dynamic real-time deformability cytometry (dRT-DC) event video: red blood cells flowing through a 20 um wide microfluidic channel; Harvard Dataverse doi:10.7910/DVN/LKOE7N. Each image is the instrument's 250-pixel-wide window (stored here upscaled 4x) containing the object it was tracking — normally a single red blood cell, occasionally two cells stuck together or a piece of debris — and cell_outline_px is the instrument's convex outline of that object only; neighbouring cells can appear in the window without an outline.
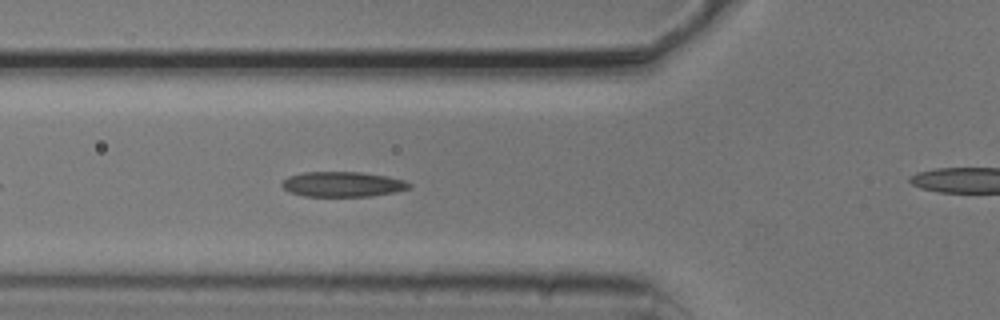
{"species": "common noctule bat (a hibernating species)", "species_latin": "Nyctalus noctula", "temperature_condition": "cold", "stored_images_in_passage": 34, "camera_frame_rate_fps": 3000, "um_per_image_px": 0.085, "animal": {"sex": "male", "body_mass_g": 20.5, "forearm_length_mm": 52.5}, "frame": {"image": 1, "passage_image": 7, "time_ms": 2.0, "image_size_px": [1000, 320], "cell_outline_px": [[412, 188], [396, 192], [372, 196], [304, 196], [288, 192], [280, 184], [288, 176], [304, 172], [364, 172], [388, 176], [404, 180], [412, 184]], "centroid_in_image_um": [29.16, 15.66], "position_along_channel_um": 96.6, "area_um2": 18.84}}
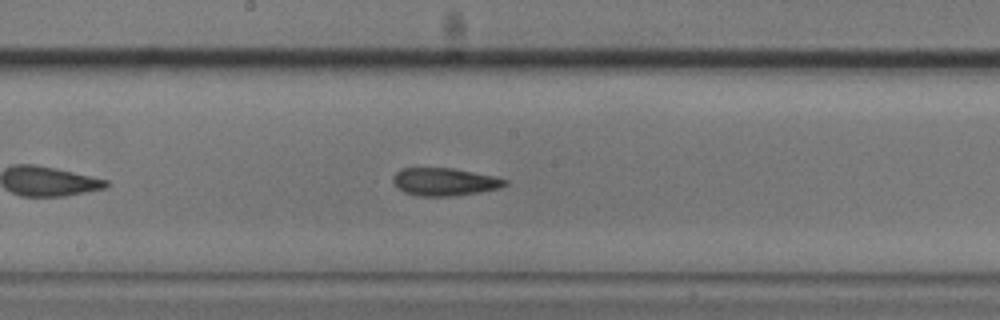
{"frame": {"image": 2, "passage_image": 16, "time_ms": 5.0, "image_size_px": [1000, 320], "cell_outline_px": [[508, 184], [500, 188], [480, 192], [456, 196], [416, 196], [404, 192], [396, 188], [392, 180], [392, 176], [400, 168], [452, 168], [496, 176], [508, 180]], "centroid_in_image_um": [37.78, 15.46], "position_along_channel_um": 210.4, "area_um2": 18.44}}
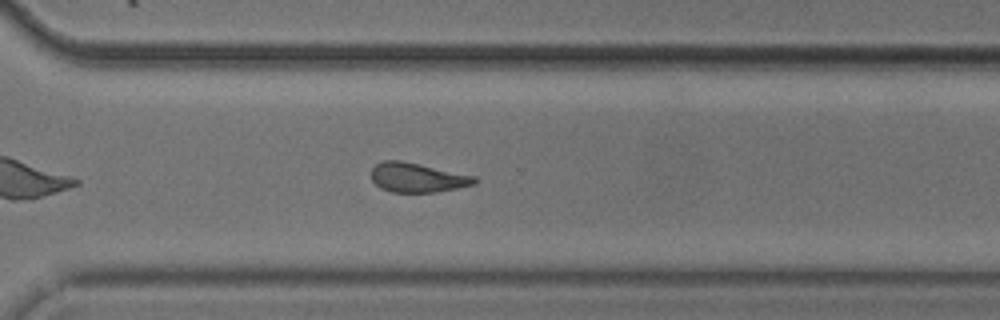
{"frame": {"image": 3, "passage_image": 26, "time_ms": 8.333, "image_size_px": [1000, 320], "cell_outline_px": [[480, 180], [476, 184], [436, 192], [392, 192], [380, 188], [372, 180], [372, 168], [376, 164], [384, 160], [400, 160], [420, 164], [476, 176]], "centroid_in_image_um": [35.5, 15.09], "position_along_channel_um": 335.1, "area_um2": 17.74}}